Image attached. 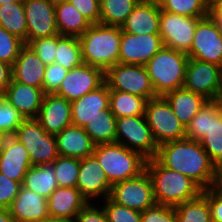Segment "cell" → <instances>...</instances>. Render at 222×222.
<instances>
[{"label": "cell", "mask_w": 222, "mask_h": 222, "mask_svg": "<svg viewBox=\"0 0 222 222\" xmlns=\"http://www.w3.org/2000/svg\"><path fill=\"white\" fill-rule=\"evenodd\" d=\"M51 217L74 221L76 215L88 203L77 187H58L47 199Z\"/></svg>", "instance_id": "484cf974"}, {"label": "cell", "mask_w": 222, "mask_h": 222, "mask_svg": "<svg viewBox=\"0 0 222 222\" xmlns=\"http://www.w3.org/2000/svg\"><path fill=\"white\" fill-rule=\"evenodd\" d=\"M162 46L159 34L137 35L122 31L119 63L146 65Z\"/></svg>", "instance_id": "2e32d148"}, {"label": "cell", "mask_w": 222, "mask_h": 222, "mask_svg": "<svg viewBox=\"0 0 222 222\" xmlns=\"http://www.w3.org/2000/svg\"><path fill=\"white\" fill-rule=\"evenodd\" d=\"M68 70L57 63L46 65L42 89L45 94H54L67 75Z\"/></svg>", "instance_id": "ee69618b"}, {"label": "cell", "mask_w": 222, "mask_h": 222, "mask_svg": "<svg viewBox=\"0 0 222 222\" xmlns=\"http://www.w3.org/2000/svg\"><path fill=\"white\" fill-rule=\"evenodd\" d=\"M8 209L15 222H40L50 216L47 199L23 186Z\"/></svg>", "instance_id": "7402d4cb"}, {"label": "cell", "mask_w": 222, "mask_h": 222, "mask_svg": "<svg viewBox=\"0 0 222 222\" xmlns=\"http://www.w3.org/2000/svg\"><path fill=\"white\" fill-rule=\"evenodd\" d=\"M58 187H77L80 159L58 156L53 162Z\"/></svg>", "instance_id": "74e56055"}, {"label": "cell", "mask_w": 222, "mask_h": 222, "mask_svg": "<svg viewBox=\"0 0 222 222\" xmlns=\"http://www.w3.org/2000/svg\"><path fill=\"white\" fill-rule=\"evenodd\" d=\"M208 204L212 222H222V194L214 187L208 188Z\"/></svg>", "instance_id": "681fc988"}, {"label": "cell", "mask_w": 222, "mask_h": 222, "mask_svg": "<svg viewBox=\"0 0 222 222\" xmlns=\"http://www.w3.org/2000/svg\"><path fill=\"white\" fill-rule=\"evenodd\" d=\"M21 0H0V5L6 4V3H12V2H18Z\"/></svg>", "instance_id": "91938a15"}, {"label": "cell", "mask_w": 222, "mask_h": 222, "mask_svg": "<svg viewBox=\"0 0 222 222\" xmlns=\"http://www.w3.org/2000/svg\"><path fill=\"white\" fill-rule=\"evenodd\" d=\"M155 159L166 168L190 177L203 190L214 187L215 164L199 141L185 137L162 143Z\"/></svg>", "instance_id": "6da1fadb"}, {"label": "cell", "mask_w": 222, "mask_h": 222, "mask_svg": "<svg viewBox=\"0 0 222 222\" xmlns=\"http://www.w3.org/2000/svg\"><path fill=\"white\" fill-rule=\"evenodd\" d=\"M22 186L48 199L58 188L54 164L32 165L24 176Z\"/></svg>", "instance_id": "83f0119b"}, {"label": "cell", "mask_w": 222, "mask_h": 222, "mask_svg": "<svg viewBox=\"0 0 222 222\" xmlns=\"http://www.w3.org/2000/svg\"><path fill=\"white\" fill-rule=\"evenodd\" d=\"M188 60L186 53L162 46L148 61L145 66L156 96H165L184 86Z\"/></svg>", "instance_id": "5b68a950"}, {"label": "cell", "mask_w": 222, "mask_h": 222, "mask_svg": "<svg viewBox=\"0 0 222 222\" xmlns=\"http://www.w3.org/2000/svg\"><path fill=\"white\" fill-rule=\"evenodd\" d=\"M44 95L41 88L11 80L2 97L18 110L24 119H36Z\"/></svg>", "instance_id": "ffe728a7"}, {"label": "cell", "mask_w": 222, "mask_h": 222, "mask_svg": "<svg viewBox=\"0 0 222 222\" xmlns=\"http://www.w3.org/2000/svg\"><path fill=\"white\" fill-rule=\"evenodd\" d=\"M59 35L80 37L91 23L69 1L55 6Z\"/></svg>", "instance_id": "f1b7e54d"}, {"label": "cell", "mask_w": 222, "mask_h": 222, "mask_svg": "<svg viewBox=\"0 0 222 222\" xmlns=\"http://www.w3.org/2000/svg\"><path fill=\"white\" fill-rule=\"evenodd\" d=\"M214 188L222 194V175H215Z\"/></svg>", "instance_id": "11a10c76"}, {"label": "cell", "mask_w": 222, "mask_h": 222, "mask_svg": "<svg viewBox=\"0 0 222 222\" xmlns=\"http://www.w3.org/2000/svg\"><path fill=\"white\" fill-rule=\"evenodd\" d=\"M93 155L105 171L111 186L135 178L145 171L147 159L117 142L95 145Z\"/></svg>", "instance_id": "277c9868"}, {"label": "cell", "mask_w": 222, "mask_h": 222, "mask_svg": "<svg viewBox=\"0 0 222 222\" xmlns=\"http://www.w3.org/2000/svg\"><path fill=\"white\" fill-rule=\"evenodd\" d=\"M141 222H177L174 207L155 204L141 212Z\"/></svg>", "instance_id": "f6af8a7d"}, {"label": "cell", "mask_w": 222, "mask_h": 222, "mask_svg": "<svg viewBox=\"0 0 222 222\" xmlns=\"http://www.w3.org/2000/svg\"><path fill=\"white\" fill-rule=\"evenodd\" d=\"M0 26L27 42V23L23 0L0 5Z\"/></svg>", "instance_id": "1f68e13d"}, {"label": "cell", "mask_w": 222, "mask_h": 222, "mask_svg": "<svg viewBox=\"0 0 222 222\" xmlns=\"http://www.w3.org/2000/svg\"><path fill=\"white\" fill-rule=\"evenodd\" d=\"M104 82L105 72L101 68L83 63L67 72L59 89L54 94L73 102L90 91L96 90Z\"/></svg>", "instance_id": "5bb4252c"}, {"label": "cell", "mask_w": 222, "mask_h": 222, "mask_svg": "<svg viewBox=\"0 0 222 222\" xmlns=\"http://www.w3.org/2000/svg\"><path fill=\"white\" fill-rule=\"evenodd\" d=\"M160 5L157 0H141L121 25L130 34H159Z\"/></svg>", "instance_id": "44dd1931"}, {"label": "cell", "mask_w": 222, "mask_h": 222, "mask_svg": "<svg viewBox=\"0 0 222 222\" xmlns=\"http://www.w3.org/2000/svg\"><path fill=\"white\" fill-rule=\"evenodd\" d=\"M12 80V66L0 60V97L7 90Z\"/></svg>", "instance_id": "f907efd6"}, {"label": "cell", "mask_w": 222, "mask_h": 222, "mask_svg": "<svg viewBox=\"0 0 222 222\" xmlns=\"http://www.w3.org/2000/svg\"><path fill=\"white\" fill-rule=\"evenodd\" d=\"M25 45L19 37L9 33L0 26V60L13 65L19 56L21 48Z\"/></svg>", "instance_id": "60d3db41"}, {"label": "cell", "mask_w": 222, "mask_h": 222, "mask_svg": "<svg viewBox=\"0 0 222 222\" xmlns=\"http://www.w3.org/2000/svg\"><path fill=\"white\" fill-rule=\"evenodd\" d=\"M0 222H15L8 208L0 207Z\"/></svg>", "instance_id": "f5cc1de1"}, {"label": "cell", "mask_w": 222, "mask_h": 222, "mask_svg": "<svg viewBox=\"0 0 222 222\" xmlns=\"http://www.w3.org/2000/svg\"><path fill=\"white\" fill-rule=\"evenodd\" d=\"M200 19L160 9L159 35L163 46L187 54L192 46L197 22Z\"/></svg>", "instance_id": "7c38bea8"}, {"label": "cell", "mask_w": 222, "mask_h": 222, "mask_svg": "<svg viewBox=\"0 0 222 222\" xmlns=\"http://www.w3.org/2000/svg\"><path fill=\"white\" fill-rule=\"evenodd\" d=\"M109 90L127 92L149 99L156 93L145 65L117 63L105 72Z\"/></svg>", "instance_id": "ba28073f"}, {"label": "cell", "mask_w": 222, "mask_h": 222, "mask_svg": "<svg viewBox=\"0 0 222 222\" xmlns=\"http://www.w3.org/2000/svg\"><path fill=\"white\" fill-rule=\"evenodd\" d=\"M211 127V100H208L201 110L191 119L186 127V137L200 141Z\"/></svg>", "instance_id": "f35d334b"}, {"label": "cell", "mask_w": 222, "mask_h": 222, "mask_svg": "<svg viewBox=\"0 0 222 222\" xmlns=\"http://www.w3.org/2000/svg\"><path fill=\"white\" fill-rule=\"evenodd\" d=\"M36 120L47 133H60L72 124L71 102L56 94H45Z\"/></svg>", "instance_id": "d6986e66"}, {"label": "cell", "mask_w": 222, "mask_h": 222, "mask_svg": "<svg viewBox=\"0 0 222 222\" xmlns=\"http://www.w3.org/2000/svg\"><path fill=\"white\" fill-rule=\"evenodd\" d=\"M60 156L83 159L94 152L95 144L80 126L71 124L55 135Z\"/></svg>", "instance_id": "cb8c5ba5"}, {"label": "cell", "mask_w": 222, "mask_h": 222, "mask_svg": "<svg viewBox=\"0 0 222 222\" xmlns=\"http://www.w3.org/2000/svg\"><path fill=\"white\" fill-rule=\"evenodd\" d=\"M146 102L138 95L109 90V107L116 118L145 115Z\"/></svg>", "instance_id": "d6a6232c"}, {"label": "cell", "mask_w": 222, "mask_h": 222, "mask_svg": "<svg viewBox=\"0 0 222 222\" xmlns=\"http://www.w3.org/2000/svg\"><path fill=\"white\" fill-rule=\"evenodd\" d=\"M166 12L193 18H204L211 12V0H157Z\"/></svg>", "instance_id": "8d00e7d4"}, {"label": "cell", "mask_w": 222, "mask_h": 222, "mask_svg": "<svg viewBox=\"0 0 222 222\" xmlns=\"http://www.w3.org/2000/svg\"><path fill=\"white\" fill-rule=\"evenodd\" d=\"M45 65L55 63L57 35L34 39L27 44Z\"/></svg>", "instance_id": "7bdbcfd3"}, {"label": "cell", "mask_w": 222, "mask_h": 222, "mask_svg": "<svg viewBox=\"0 0 222 222\" xmlns=\"http://www.w3.org/2000/svg\"><path fill=\"white\" fill-rule=\"evenodd\" d=\"M145 117L158 146L186 137V128L180 123L163 96H157L146 102Z\"/></svg>", "instance_id": "52a82bcc"}, {"label": "cell", "mask_w": 222, "mask_h": 222, "mask_svg": "<svg viewBox=\"0 0 222 222\" xmlns=\"http://www.w3.org/2000/svg\"><path fill=\"white\" fill-rule=\"evenodd\" d=\"M199 142L214 164L222 159V108L215 100H211V127Z\"/></svg>", "instance_id": "4dcf8cb0"}, {"label": "cell", "mask_w": 222, "mask_h": 222, "mask_svg": "<svg viewBox=\"0 0 222 222\" xmlns=\"http://www.w3.org/2000/svg\"><path fill=\"white\" fill-rule=\"evenodd\" d=\"M221 79V66L189 58L183 87L204 96L208 100H215Z\"/></svg>", "instance_id": "4fadbf2b"}, {"label": "cell", "mask_w": 222, "mask_h": 222, "mask_svg": "<svg viewBox=\"0 0 222 222\" xmlns=\"http://www.w3.org/2000/svg\"><path fill=\"white\" fill-rule=\"evenodd\" d=\"M222 30V0H211V12Z\"/></svg>", "instance_id": "816d5d0a"}, {"label": "cell", "mask_w": 222, "mask_h": 222, "mask_svg": "<svg viewBox=\"0 0 222 222\" xmlns=\"http://www.w3.org/2000/svg\"><path fill=\"white\" fill-rule=\"evenodd\" d=\"M27 23V42L58 35L55 6L48 0H23Z\"/></svg>", "instance_id": "9a60e30c"}, {"label": "cell", "mask_w": 222, "mask_h": 222, "mask_svg": "<svg viewBox=\"0 0 222 222\" xmlns=\"http://www.w3.org/2000/svg\"><path fill=\"white\" fill-rule=\"evenodd\" d=\"M215 175H222V159L215 164Z\"/></svg>", "instance_id": "6f0895ef"}, {"label": "cell", "mask_w": 222, "mask_h": 222, "mask_svg": "<svg viewBox=\"0 0 222 222\" xmlns=\"http://www.w3.org/2000/svg\"><path fill=\"white\" fill-rule=\"evenodd\" d=\"M105 200L103 210L108 222H141V212L119 205L109 197Z\"/></svg>", "instance_id": "b9f144b4"}, {"label": "cell", "mask_w": 222, "mask_h": 222, "mask_svg": "<svg viewBox=\"0 0 222 222\" xmlns=\"http://www.w3.org/2000/svg\"><path fill=\"white\" fill-rule=\"evenodd\" d=\"M21 187L22 183L11 180L0 173V207L9 208Z\"/></svg>", "instance_id": "bcb514c9"}, {"label": "cell", "mask_w": 222, "mask_h": 222, "mask_svg": "<svg viewBox=\"0 0 222 222\" xmlns=\"http://www.w3.org/2000/svg\"><path fill=\"white\" fill-rule=\"evenodd\" d=\"M55 63L68 71L84 63L78 37L57 35Z\"/></svg>", "instance_id": "d590c367"}, {"label": "cell", "mask_w": 222, "mask_h": 222, "mask_svg": "<svg viewBox=\"0 0 222 222\" xmlns=\"http://www.w3.org/2000/svg\"><path fill=\"white\" fill-rule=\"evenodd\" d=\"M53 6H57L59 4H62L63 2H66L68 0H48Z\"/></svg>", "instance_id": "680465c9"}, {"label": "cell", "mask_w": 222, "mask_h": 222, "mask_svg": "<svg viewBox=\"0 0 222 222\" xmlns=\"http://www.w3.org/2000/svg\"><path fill=\"white\" fill-rule=\"evenodd\" d=\"M32 166L28 151L14 136H5L0 150V173L23 183L27 170Z\"/></svg>", "instance_id": "ac0fdd59"}, {"label": "cell", "mask_w": 222, "mask_h": 222, "mask_svg": "<svg viewBox=\"0 0 222 222\" xmlns=\"http://www.w3.org/2000/svg\"><path fill=\"white\" fill-rule=\"evenodd\" d=\"M40 222H74V221L66 219V218H58V217L48 216V217L42 219Z\"/></svg>", "instance_id": "db71d44e"}, {"label": "cell", "mask_w": 222, "mask_h": 222, "mask_svg": "<svg viewBox=\"0 0 222 222\" xmlns=\"http://www.w3.org/2000/svg\"><path fill=\"white\" fill-rule=\"evenodd\" d=\"M121 36V26L91 24L78 37L83 62L106 72L110 67L119 63Z\"/></svg>", "instance_id": "3957f363"}, {"label": "cell", "mask_w": 222, "mask_h": 222, "mask_svg": "<svg viewBox=\"0 0 222 222\" xmlns=\"http://www.w3.org/2000/svg\"><path fill=\"white\" fill-rule=\"evenodd\" d=\"M91 23H100V0H68Z\"/></svg>", "instance_id": "7dc6e473"}, {"label": "cell", "mask_w": 222, "mask_h": 222, "mask_svg": "<svg viewBox=\"0 0 222 222\" xmlns=\"http://www.w3.org/2000/svg\"><path fill=\"white\" fill-rule=\"evenodd\" d=\"M177 222H212L208 204V189L195 199L174 207Z\"/></svg>", "instance_id": "836d02e7"}, {"label": "cell", "mask_w": 222, "mask_h": 222, "mask_svg": "<svg viewBox=\"0 0 222 222\" xmlns=\"http://www.w3.org/2000/svg\"><path fill=\"white\" fill-rule=\"evenodd\" d=\"M156 204L176 207L197 198L203 189L190 177L161 165L155 158L146 161Z\"/></svg>", "instance_id": "7a4b0ae2"}, {"label": "cell", "mask_w": 222, "mask_h": 222, "mask_svg": "<svg viewBox=\"0 0 222 222\" xmlns=\"http://www.w3.org/2000/svg\"><path fill=\"white\" fill-rule=\"evenodd\" d=\"M189 58L222 67V30L210 13L197 22Z\"/></svg>", "instance_id": "30bf717a"}, {"label": "cell", "mask_w": 222, "mask_h": 222, "mask_svg": "<svg viewBox=\"0 0 222 222\" xmlns=\"http://www.w3.org/2000/svg\"><path fill=\"white\" fill-rule=\"evenodd\" d=\"M109 107V86L104 82L96 90L90 91L82 98L71 102L72 124L83 127Z\"/></svg>", "instance_id": "603a6c76"}, {"label": "cell", "mask_w": 222, "mask_h": 222, "mask_svg": "<svg viewBox=\"0 0 222 222\" xmlns=\"http://www.w3.org/2000/svg\"><path fill=\"white\" fill-rule=\"evenodd\" d=\"M109 198L119 205L139 212L156 204L152 181L146 170L135 178L112 185Z\"/></svg>", "instance_id": "8fae6325"}, {"label": "cell", "mask_w": 222, "mask_h": 222, "mask_svg": "<svg viewBox=\"0 0 222 222\" xmlns=\"http://www.w3.org/2000/svg\"><path fill=\"white\" fill-rule=\"evenodd\" d=\"M24 120L18 110L0 97V133L4 136H13Z\"/></svg>", "instance_id": "ab89813d"}, {"label": "cell", "mask_w": 222, "mask_h": 222, "mask_svg": "<svg viewBox=\"0 0 222 222\" xmlns=\"http://www.w3.org/2000/svg\"><path fill=\"white\" fill-rule=\"evenodd\" d=\"M74 222H108L103 208H97L88 202L76 215Z\"/></svg>", "instance_id": "c3c4849f"}, {"label": "cell", "mask_w": 222, "mask_h": 222, "mask_svg": "<svg viewBox=\"0 0 222 222\" xmlns=\"http://www.w3.org/2000/svg\"><path fill=\"white\" fill-rule=\"evenodd\" d=\"M77 188L88 202H90L89 199L97 196L103 195L106 199L110 195L111 185L105 171L93 154L80 159Z\"/></svg>", "instance_id": "e0dca14e"}, {"label": "cell", "mask_w": 222, "mask_h": 222, "mask_svg": "<svg viewBox=\"0 0 222 222\" xmlns=\"http://www.w3.org/2000/svg\"><path fill=\"white\" fill-rule=\"evenodd\" d=\"M45 68L38 55L25 44L12 65V80L42 89Z\"/></svg>", "instance_id": "d4e9b609"}, {"label": "cell", "mask_w": 222, "mask_h": 222, "mask_svg": "<svg viewBox=\"0 0 222 222\" xmlns=\"http://www.w3.org/2000/svg\"><path fill=\"white\" fill-rule=\"evenodd\" d=\"M116 142L140 153L147 160L155 158L158 150L145 115L117 118Z\"/></svg>", "instance_id": "9c48e42d"}, {"label": "cell", "mask_w": 222, "mask_h": 222, "mask_svg": "<svg viewBox=\"0 0 222 222\" xmlns=\"http://www.w3.org/2000/svg\"><path fill=\"white\" fill-rule=\"evenodd\" d=\"M4 138H5V136L2 133H0V150H1Z\"/></svg>", "instance_id": "94428289"}, {"label": "cell", "mask_w": 222, "mask_h": 222, "mask_svg": "<svg viewBox=\"0 0 222 222\" xmlns=\"http://www.w3.org/2000/svg\"><path fill=\"white\" fill-rule=\"evenodd\" d=\"M163 97L168 101L173 112L185 128L208 101L204 96L184 87L168 92Z\"/></svg>", "instance_id": "4316f807"}, {"label": "cell", "mask_w": 222, "mask_h": 222, "mask_svg": "<svg viewBox=\"0 0 222 222\" xmlns=\"http://www.w3.org/2000/svg\"><path fill=\"white\" fill-rule=\"evenodd\" d=\"M215 101L222 108V79H221V84H220L219 92H218V95H217Z\"/></svg>", "instance_id": "9f6ffc18"}, {"label": "cell", "mask_w": 222, "mask_h": 222, "mask_svg": "<svg viewBox=\"0 0 222 222\" xmlns=\"http://www.w3.org/2000/svg\"><path fill=\"white\" fill-rule=\"evenodd\" d=\"M13 136L28 151L32 165L52 163L59 156L55 135L47 133L36 119H25Z\"/></svg>", "instance_id": "8992f818"}, {"label": "cell", "mask_w": 222, "mask_h": 222, "mask_svg": "<svg viewBox=\"0 0 222 222\" xmlns=\"http://www.w3.org/2000/svg\"><path fill=\"white\" fill-rule=\"evenodd\" d=\"M116 117L110 109L101 110V114L87 121L82 127L95 145L116 142Z\"/></svg>", "instance_id": "f546056e"}, {"label": "cell", "mask_w": 222, "mask_h": 222, "mask_svg": "<svg viewBox=\"0 0 222 222\" xmlns=\"http://www.w3.org/2000/svg\"><path fill=\"white\" fill-rule=\"evenodd\" d=\"M141 0H100V23L121 26Z\"/></svg>", "instance_id": "e575fe53"}]
</instances>
